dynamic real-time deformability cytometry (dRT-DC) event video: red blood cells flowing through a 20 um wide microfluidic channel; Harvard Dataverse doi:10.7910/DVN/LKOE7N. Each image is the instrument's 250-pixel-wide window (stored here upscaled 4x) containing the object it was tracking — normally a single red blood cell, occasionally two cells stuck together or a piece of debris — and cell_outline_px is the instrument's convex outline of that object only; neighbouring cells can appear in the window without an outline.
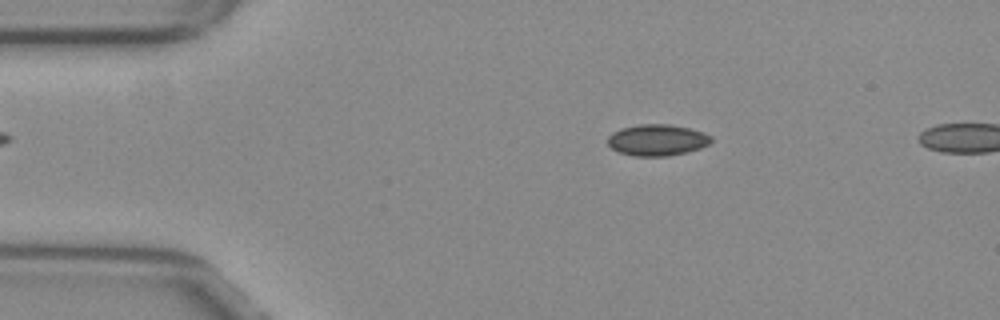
{"species": "common noctule bat (a hibernating species)", "species_latin": "Nyctalus noctula", "temperature_condition": "warm", "stored_images_in_passage": 50, "camera_frame_rate_fps": 3000, "um_per_image_px": 0.085, "animal": {"sex": "female", "body_mass_g": 29.2, "forearm_length_mm": 56.3}, "frame": {"image": 1, "passage_image": 9, "time_ms": 2.667, "image_size_px": [1000, 320], "cell_outline_px": [[712, 140], [708, 144], [700, 148], [688, 152], [668, 156], [636, 156], [620, 152], [612, 148], [608, 144], [608, 136], [612, 132], [620, 128], [640, 124], [668, 124], [688, 128], [704, 132], [712, 136]], "centroid_in_image_um": [55.87, 11.9], "position_along_channel_um": 29.1, "area_um2": 18.9}}
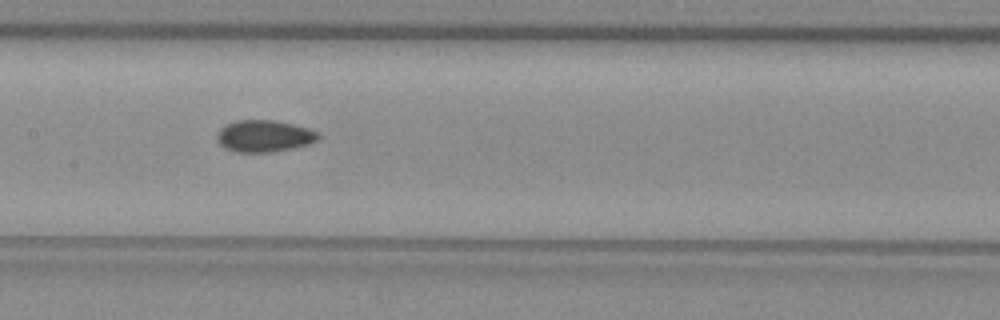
{"frame": {"image": 2, "passage_image": 25, "time_ms": 8.0, "image_size_px": [1000, 320], "cell_outline_px": [[320, 136], [316, 140], [308, 144], [292, 148], [272, 152], [236, 152], [224, 148], [216, 140], [216, 136], [220, 128], [236, 120], [272, 120], [292, 124], [308, 128], [316, 132]], "centroid_in_image_um": [22.41, 11.57], "position_along_channel_um": 185.0, "area_um2": 18.67}}
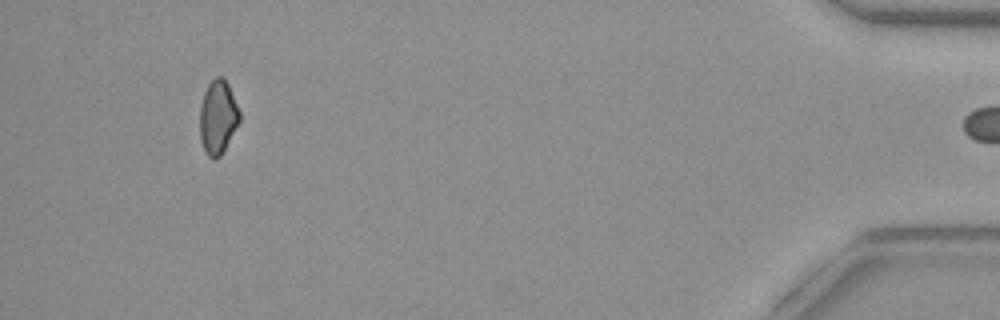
{"frame": {"image": 3, "passage_image": 49, "time_ms": 16.0, "image_size_px": [1000, 320], "cell_outline_px": [[240, 120], [220, 156], [216, 160], [212, 160], [208, 156], [200, 140], [200, 104], [204, 92], [208, 84], [216, 76], [220, 76], [228, 84], [240, 112]], "centroid_in_image_um": [18.5, 9.96], "position_along_channel_um": 416.7, "area_um2": 16.94}, "authors_computed_cell_mechanics": {"area_um2": 18.2937, "velocity_mm_per_s": 3.8731, "shape_relaxation_time_tau1_ms": null, "shape_relaxation_time_tau2_ms": 5.3617, "deformation_change_tau1": null, "deformation_change_tau2": 0.0757}}